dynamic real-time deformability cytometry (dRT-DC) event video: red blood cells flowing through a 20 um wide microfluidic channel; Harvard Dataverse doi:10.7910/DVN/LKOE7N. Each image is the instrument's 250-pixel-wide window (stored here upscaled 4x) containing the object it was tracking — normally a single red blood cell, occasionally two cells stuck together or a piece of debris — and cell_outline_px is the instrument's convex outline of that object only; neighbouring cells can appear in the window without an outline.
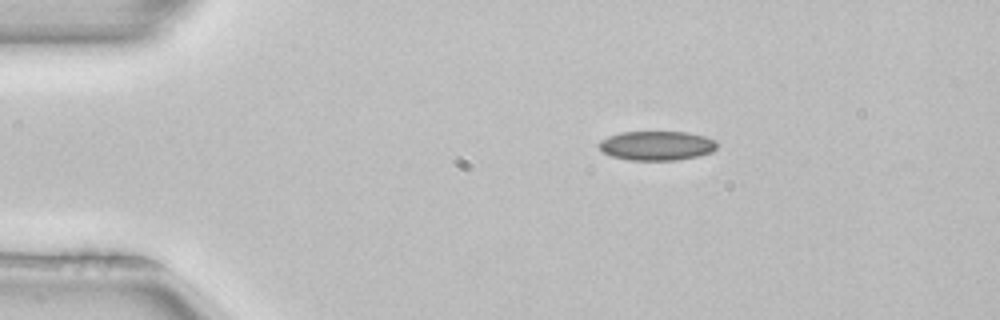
{"species": "common noctule bat (a hibernating species)", "species_latin": "Nyctalus noctula", "temperature_condition": "room temperature", "stored_images_in_passage": 3, "camera_frame_rate_fps": 3000, "um_per_image_px": 0.085, "animal": {"sex": "female", "body_mass_g": 22.7, "forearm_length_mm": 54.2}, "frame": {"image": 1, "passage_image": 1, "time_ms": 0.0, "image_size_px": [1000, 320], "cell_outline_px": [[716, 148], [712, 152], [696, 156], [676, 160], [628, 160], [612, 156], [604, 152], [596, 144], [600, 140], [608, 136], [620, 132], [684, 132], [704, 136], [716, 140]], "centroid_in_image_um": [55.79, 12.38], "position_along_channel_um": 29.2, "area_um2": 20.11}}
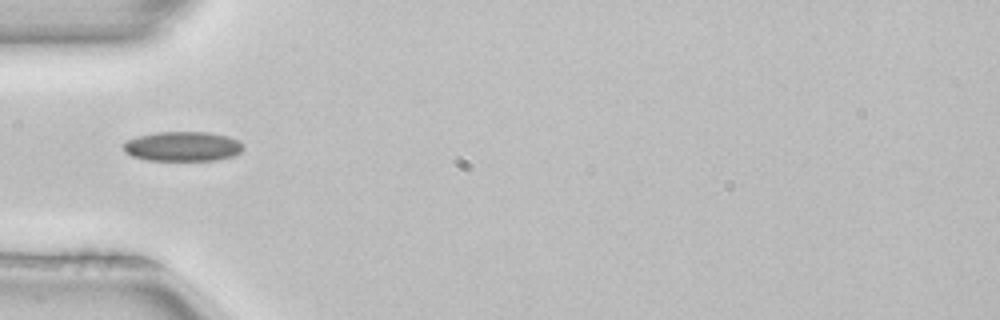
{"frame": {"image": 2, "passage_image": 3, "time_ms": 0.667, "image_size_px": [1000, 320], "cell_outline_px": [[244, 148], [240, 152], [232, 156], [216, 160], [148, 160], [132, 156], [124, 152], [124, 144], [128, 140], [136, 136], [156, 132], [208, 132], [228, 136], [236, 140]], "centroid_in_image_um": [15.5, 12.44], "position_along_channel_um": 69.5, "area_um2": 20.58}}